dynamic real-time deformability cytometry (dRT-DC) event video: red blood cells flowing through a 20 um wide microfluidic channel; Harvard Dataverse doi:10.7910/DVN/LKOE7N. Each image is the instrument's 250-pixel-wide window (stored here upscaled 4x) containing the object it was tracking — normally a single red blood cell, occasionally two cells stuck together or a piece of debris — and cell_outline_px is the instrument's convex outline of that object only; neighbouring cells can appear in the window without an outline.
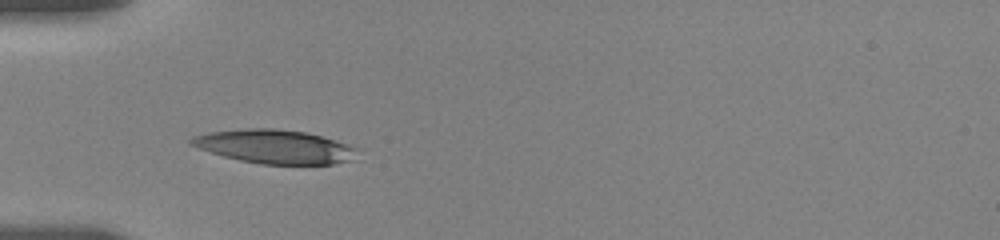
{"species": "human", "species_latin": "Homo sapiens", "temperature_condition": "room temperature", "stored_images_in_passage": 32, "camera_frame_rate_fps": 3000, "um_per_image_px": 0.085, "donor": {"sex": "female"}, "frame": {"image": 1, "passage_image": 2, "time_ms": 0.667, "image_size_px": [1000, 240], "cell_outline_px": [[356, 148], [352, 160], [332, 164], [260, 164], [240, 160], [224, 156], [188, 144], [188, 140], [192, 136], [208, 132], [244, 128], [276, 128], [304, 132], [320, 136], [348, 144]], "centroid_in_image_um": [23.29, 12.45], "position_along_channel_um": 61.7, "area_um2": 32.43}}
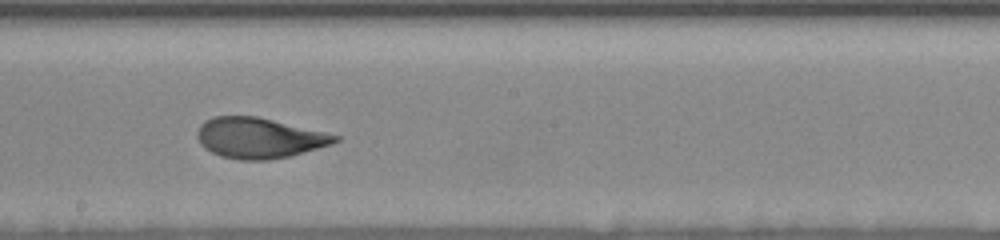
{"frame": {"image": 2, "passage_image": 13, "time_ms": 5.333, "image_size_px": [1000, 240], "cell_outline_px": [[340, 140], [332, 144], [288, 156], [268, 160], [240, 160], [220, 156], [204, 148], [200, 144], [196, 136], [196, 132], [200, 124], [212, 116], [256, 116], [324, 132], [340, 136]], "centroid_in_image_um": [21.97, 11.72], "position_along_channel_um": 226.2, "area_um2": 32.37}}
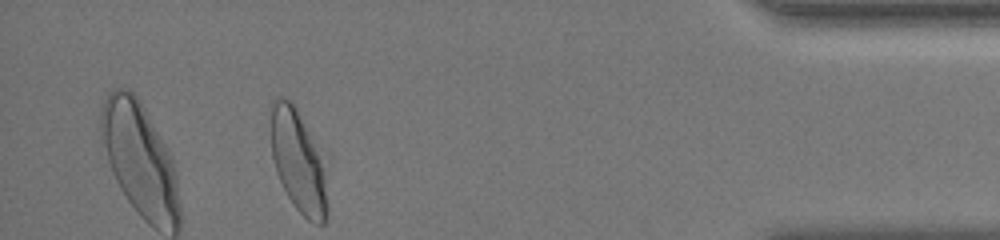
{"frame": {"image": 3, "passage_image": 28, "time_ms": 11.667, "image_size_px": [1000, 240], "cell_outline_px": [[328, 212], [324, 224], [316, 224], [308, 220], [296, 208], [288, 196], [276, 172], [272, 156], [268, 108], [268, 104], [276, 96], [284, 96], [296, 108], [308, 132], [316, 152], [320, 164], [324, 180], [328, 208]], "centroid_in_image_um": [25.24, 13.67], "position_along_channel_um": 410.0, "area_um2": 32.89}, "authors_computed_cell_mechanics": {"area_um2": 32.6281, "velocity_mm_per_s": 3.6115, "shape_relaxation_time_tau1_ms": 2.7971, "shape_relaxation_time_tau2_ms": 0.8918, "deformation_change_tau1": 0.1578, "deformation_change_tau2": 0.0725}}